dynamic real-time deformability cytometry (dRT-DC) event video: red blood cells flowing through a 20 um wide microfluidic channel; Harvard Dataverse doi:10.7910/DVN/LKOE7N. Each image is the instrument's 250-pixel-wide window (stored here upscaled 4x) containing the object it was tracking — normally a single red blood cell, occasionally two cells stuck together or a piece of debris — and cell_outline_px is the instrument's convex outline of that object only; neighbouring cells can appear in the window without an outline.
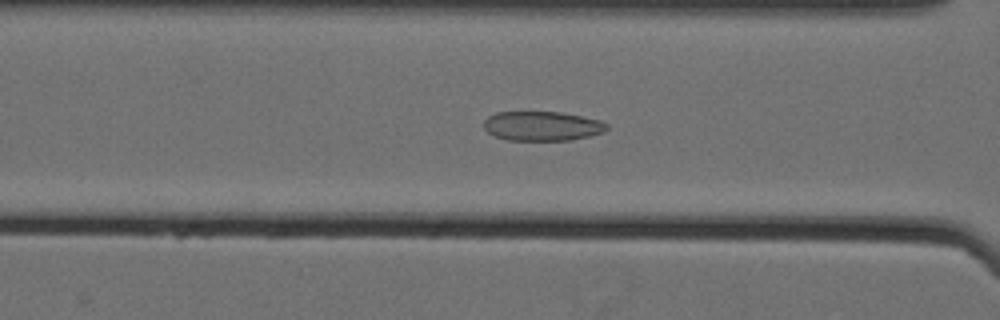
{"species": "Egyptian fruit bat (a non-hibernating species)", "species_latin": "Rousettus aegyptiacus", "temperature_condition": "cold", "stored_images_in_passage": 59, "camera_frame_rate_fps": 3000, "um_per_image_px": 0.085, "animal": {"sex": "female"}, "frame": {"image": 1, "passage_image": 27, "time_ms": 8.667, "image_size_px": [1000, 320], "cell_outline_px": [[608, 128], [604, 132], [572, 140], [508, 140], [496, 136], [488, 132], [484, 128], [484, 120], [488, 116], [496, 112], [560, 112], [600, 120], [608, 124]], "centroid_in_image_um": [46.08, 10.71], "position_along_channel_um": 120.5, "area_um2": 21.04}}
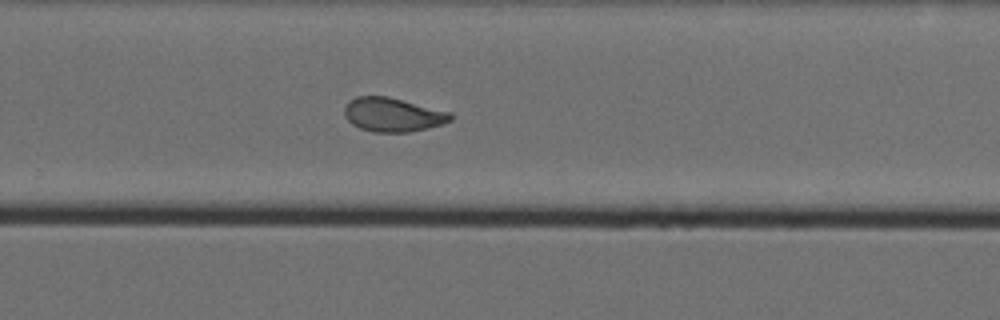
{"frame": {"image": 2, "passage_image": 42, "time_ms": 13.667, "image_size_px": [1000, 320], "cell_outline_px": [[452, 120], [428, 128], [408, 132], [372, 132], [360, 128], [352, 124], [344, 116], [344, 108], [348, 100], [356, 96], [388, 96], [452, 112]], "centroid_in_image_um": [33.37, 9.74], "position_along_channel_um": 296.4, "area_um2": 21.15}}
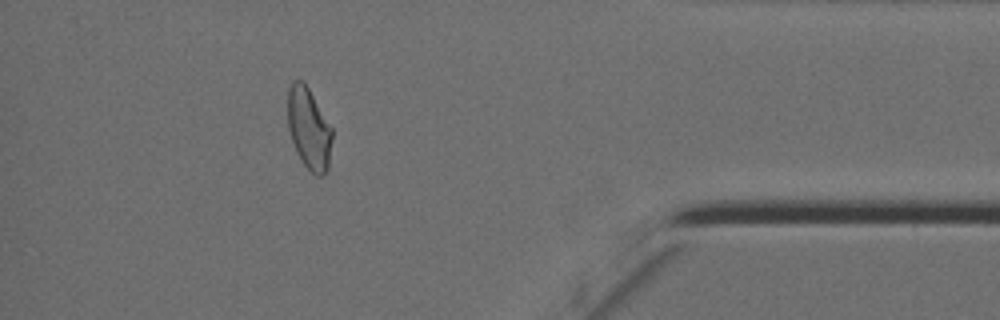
{"frame": {"image": 3, "passage_image": 54, "time_ms": 17.667, "image_size_px": [1000, 320], "cell_outline_px": [[332, 140], [328, 168], [320, 176], [316, 176], [304, 164], [296, 152], [288, 128], [288, 88], [292, 80], [304, 80], [332, 128]], "centroid_in_image_um": [26.25, 10.89], "position_along_channel_um": 409.0, "area_um2": 21.04}, "authors_computed_cell_mechanics": {"area_um2": 22.1952, "velocity_mm_per_s": 3.5227, "shape_relaxation_time_tau1_ms": null, "shape_relaxation_time_tau2_ms": 1.5043, "deformation_change_tau1": null, "deformation_change_tau2": 0.0782}}